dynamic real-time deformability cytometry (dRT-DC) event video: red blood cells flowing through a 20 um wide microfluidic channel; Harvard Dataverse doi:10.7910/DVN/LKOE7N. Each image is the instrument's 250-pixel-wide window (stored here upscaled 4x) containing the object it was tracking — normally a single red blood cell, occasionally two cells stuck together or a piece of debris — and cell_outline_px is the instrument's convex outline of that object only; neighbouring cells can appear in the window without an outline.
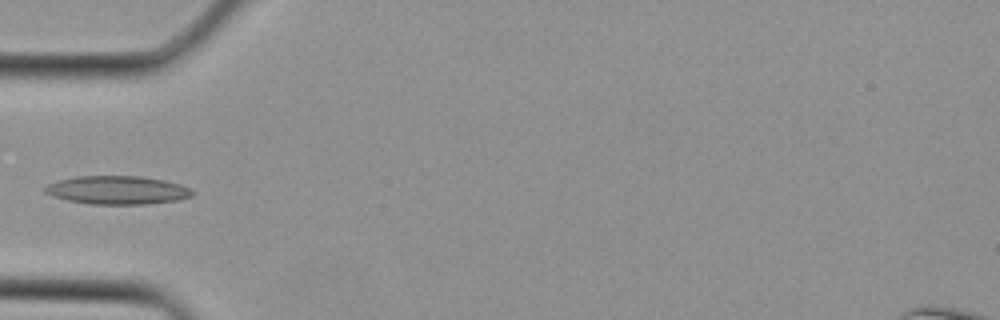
{"species": "Egyptian fruit bat (a non-hibernating species)", "species_latin": "Rousettus aegyptiacus", "temperature_condition": "cold", "stored_images_in_passage": 1, "camera_frame_rate_fps": 3000, "um_per_image_px": 0.085, "animal": {"sex": "female"}, "frame": {"image": 1, "passage_image": 1, "time_ms": 0.0, "image_size_px": [1000, 320], "cell_outline_px": [[196, 192], [192, 196], [176, 200], [144, 204], [92, 204], [68, 200], [52, 196], [44, 192], [44, 188], [48, 184], [60, 180], [76, 176], [140, 176], [164, 180], [180, 184], [192, 188]], "centroid_in_image_um": [10.0, 16.15], "position_along_channel_um": 75.0, "area_um2": 24.33}}